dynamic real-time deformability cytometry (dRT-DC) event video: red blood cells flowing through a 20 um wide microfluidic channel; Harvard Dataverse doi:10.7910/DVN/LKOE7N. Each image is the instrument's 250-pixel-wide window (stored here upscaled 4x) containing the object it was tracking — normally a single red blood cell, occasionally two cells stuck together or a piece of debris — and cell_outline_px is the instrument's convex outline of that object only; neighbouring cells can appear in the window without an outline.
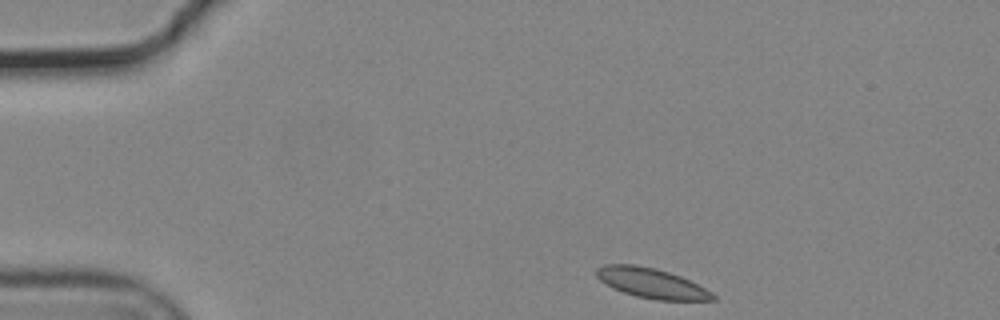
{"species": "common noctule bat (a hibernating species)", "species_latin": "Nyctalus noctula", "temperature_condition": "cold", "stored_images_in_passage": 40, "camera_frame_rate_fps": 3000, "um_per_image_px": 0.085, "animal": {"sex": "male", "body_mass_g": 19.2, "forearm_length_mm": 51.8}, "frame": {"image": 1, "passage_image": 1, "time_ms": 0.0, "image_size_px": [1000, 320], "cell_outline_px": [[716, 300], [656, 300], [636, 296], [612, 288], [604, 284], [596, 276], [596, 268], [604, 264], [636, 264], [656, 268], [680, 276], [712, 292], [716, 296]], "centroid_in_image_um": [55.34, 24.06], "position_along_channel_um": 29.7, "area_um2": 20.29}}
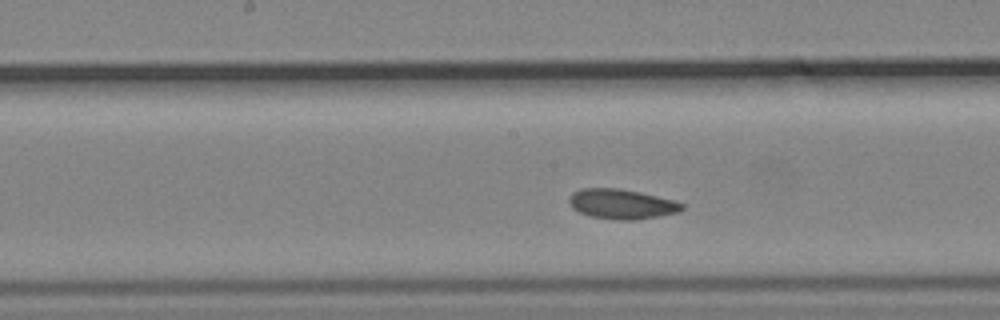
{"frame": {"image": 2, "passage_image": 20, "time_ms": 6.333, "image_size_px": [1000, 320], "cell_outline_px": [[684, 208], [680, 212], [660, 216], [636, 220], [620, 220], [588, 216], [572, 208], [568, 200], [572, 192], [580, 188], [620, 188], [640, 192], [676, 200], [684, 204]], "centroid_in_image_um": [52.86, 17.34], "position_along_channel_um": 195.3, "area_um2": 19.94}}
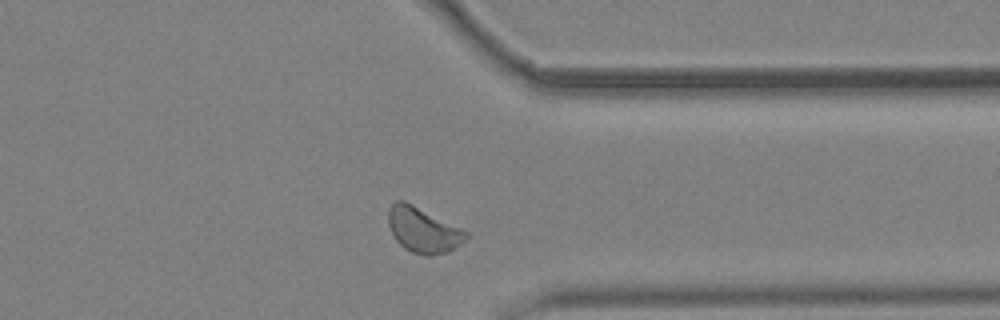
{"frame": {"image": 3, "passage_image": 35, "time_ms": 11.333, "image_size_px": [1000, 320], "cell_outline_px": [[468, 236], [460, 244], [448, 252], [432, 256], [428, 256], [412, 252], [404, 248], [396, 240], [388, 224], [388, 208], [396, 200], [404, 200], [468, 232]], "centroid_in_image_um": [35.94, 19.56], "position_along_channel_um": 375.5, "area_um2": 20.23}, "authors_computed_cell_mechanics": {"area_um2": 19.5364, "velocity_mm_per_s": 3.6582, "shape_relaxation_time_tau1_ms": null, "shape_relaxation_time_tau2_ms": 1.7431, "deformation_change_tau1": null, "deformation_change_tau2": 0.052}}